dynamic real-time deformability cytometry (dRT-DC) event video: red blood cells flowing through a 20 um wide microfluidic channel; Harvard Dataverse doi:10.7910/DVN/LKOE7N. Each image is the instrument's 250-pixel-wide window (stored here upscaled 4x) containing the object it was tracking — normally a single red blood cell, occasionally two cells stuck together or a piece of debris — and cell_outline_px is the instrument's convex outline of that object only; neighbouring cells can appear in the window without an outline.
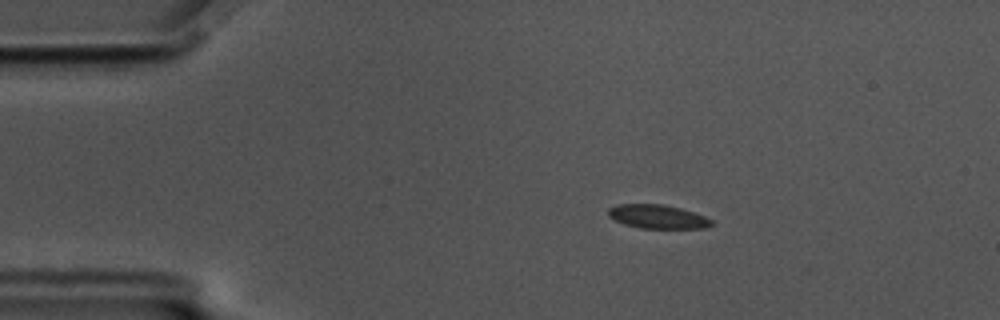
{"species": "common noctule bat (a hibernating species)", "species_latin": "Nyctalus noctula", "temperature_condition": "cold", "stored_images_in_passage": 59, "camera_frame_rate_fps": 3000, "um_per_image_px": 0.085, "animal": {"sex": "male", "body_mass_g": 17.5, "forearm_length_mm": 52.3}, "frame": {"image": 1, "passage_image": 11, "time_ms": 3.333, "image_size_px": [1000, 320], "cell_outline_px": [[712, 224], [708, 228], [640, 228], [624, 224], [608, 216], [608, 208], [616, 204], [664, 204], [680, 208], [704, 216], [712, 220]], "centroid_in_image_um": [55.88, 18.41], "position_along_channel_um": 29.1, "area_um2": 14.28}}
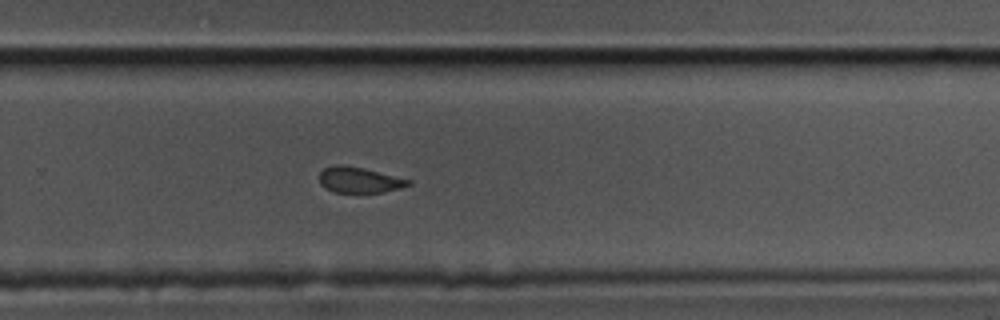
{"frame": {"image": 2, "passage_image": 39, "time_ms": 12.667, "image_size_px": [1000, 320], "cell_outline_px": [[412, 184], [400, 188], [380, 192], [332, 192], [324, 188], [320, 184], [320, 172], [324, 168], [336, 164], [344, 164], [364, 168], [412, 180]], "centroid_in_image_um": [30.52, 15.28], "position_along_channel_um": 299.3, "area_um2": 13.41}}
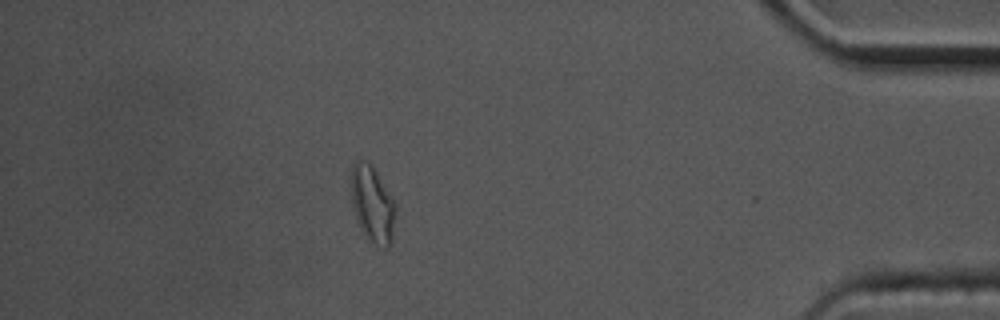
{"frame": {"image": 3, "passage_image": 52, "time_ms": 17.0, "image_size_px": [1000, 320], "cell_outline_px": [[396, 216], [392, 244], [388, 248], [384, 248], [376, 244], [368, 236], [360, 224], [356, 216], [352, 204], [352, 164], [356, 160], [364, 160], [372, 164], [396, 204]], "centroid_in_image_um": [31.71, 17.33], "position_along_channel_um": 403.5, "area_um2": 19.54}, "authors_computed_cell_mechanics": {"area_um2": 14.6812, "velocity_mm_per_s": 3.4502, "shape_relaxation_time_tau1_ms": 7.6828, "shape_relaxation_time_tau2_ms": null, "deformation_change_tau1": 0.1251, "deformation_change_tau2": null}}